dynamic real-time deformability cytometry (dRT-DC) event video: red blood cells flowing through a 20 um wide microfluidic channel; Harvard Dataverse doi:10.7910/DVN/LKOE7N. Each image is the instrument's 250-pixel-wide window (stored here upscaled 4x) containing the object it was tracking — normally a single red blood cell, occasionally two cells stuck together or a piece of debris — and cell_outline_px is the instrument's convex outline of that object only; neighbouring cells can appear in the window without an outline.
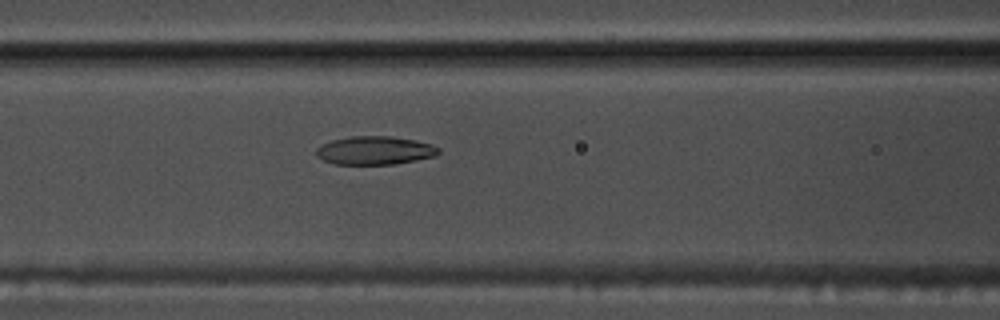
{"species": "common noctule bat (a hibernating species)", "species_latin": "Nyctalus noctula", "temperature_condition": "warm", "stored_images_in_passage": 37, "camera_frame_rate_fps": 3000, "um_per_image_px": 0.085, "animal": {"sex": "male", "body_mass_g": 17.5, "forearm_length_mm": 52.3}, "frame": {"image": 1, "passage_image": 8, "time_ms": 2.333, "image_size_px": [1000, 320], "cell_outline_px": [[440, 152], [436, 156], [396, 164], [336, 164], [324, 160], [316, 156], [316, 148], [320, 144], [332, 140], [352, 136], [392, 136], [416, 140], [432, 144], [440, 148]], "centroid_in_image_um": [31.88, 12.78], "position_along_channel_um": 134.7, "area_um2": 20.4}}
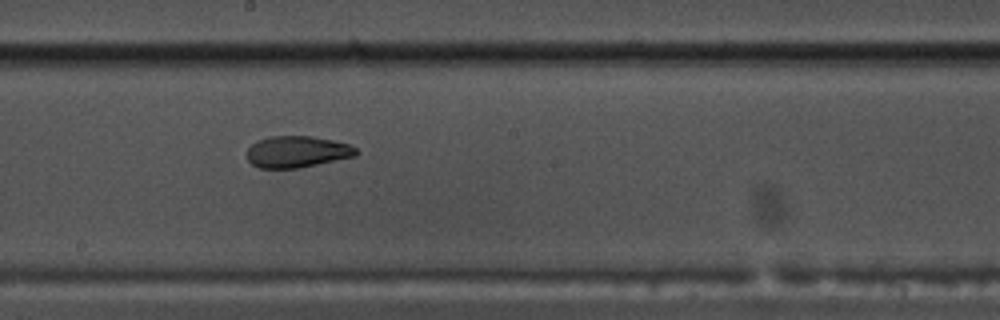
{"frame": {"image": 2, "passage_image": 15, "time_ms": 4.667, "image_size_px": [1000, 320], "cell_outline_px": [[360, 152], [356, 156], [300, 168], [260, 168], [252, 164], [244, 156], [248, 148], [252, 144], [268, 136], [312, 136], [332, 140], [348, 144], [356, 148]], "centroid_in_image_um": [25.24, 12.9], "position_along_channel_um": 223.0, "area_um2": 20.23}}
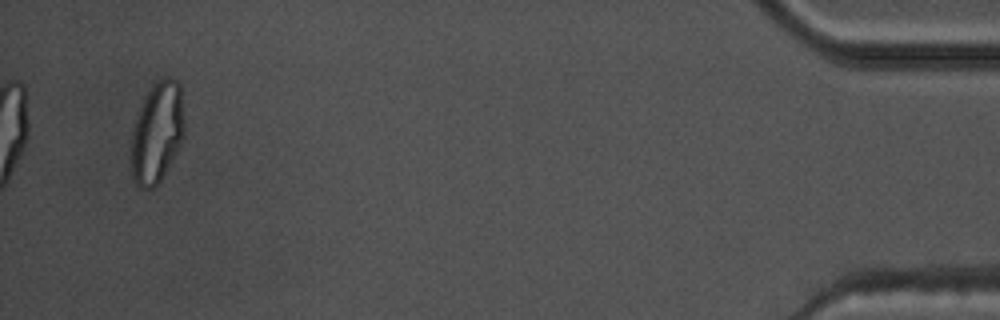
{"frame": {"image": 3, "passage_image": 37, "time_ms": 12.0, "image_size_px": [1000, 320], "cell_outline_px": [[184, 140], [156, 188], [140, 188], [136, 184], [132, 176], [132, 132], [144, 96], [164, 76], [168, 76], [176, 80], [180, 84], [184, 120]], "centroid_in_image_um": [13.38, 11.29], "position_along_channel_um": 421.8, "area_um2": 31.15}, "authors_computed_cell_mechanics": {"area_um2": 20.9814, "velocity_mm_per_s": 3.7997, "shape_relaxation_time_tau1_ms": null, "shape_relaxation_time_tau2_ms": 1.6622, "deformation_change_tau1": null, "deformation_change_tau2": 0.0719}}